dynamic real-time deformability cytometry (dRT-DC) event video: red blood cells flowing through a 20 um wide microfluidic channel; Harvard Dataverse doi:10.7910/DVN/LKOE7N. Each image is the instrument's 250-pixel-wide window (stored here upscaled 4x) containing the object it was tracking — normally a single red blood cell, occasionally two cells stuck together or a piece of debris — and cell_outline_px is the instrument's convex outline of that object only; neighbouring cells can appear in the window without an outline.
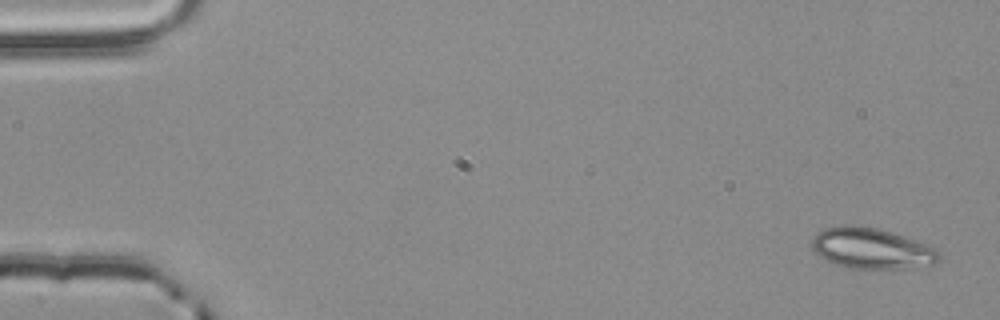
{"species": "common noctule bat (a hibernating species)", "species_latin": "Nyctalus noctula", "temperature_condition": "room temperature", "stored_images_in_passage": 4, "camera_frame_rate_fps": 3000, "um_per_image_px": 0.085, "animal": {"sex": "male", "body_mass_g": 20.4}, "frame": {"image": 1, "passage_image": 1, "time_ms": 0.0, "image_size_px": [1000, 320], "cell_outline_px": [[940, 260], [936, 264], [900, 268], [848, 268], [836, 264], [820, 256], [812, 248], [812, 236], [816, 232], [824, 228], [844, 224], [856, 224], [880, 228], [892, 232], [924, 244], [940, 252]], "centroid_in_image_um": [74.04, 21.09], "position_along_channel_um": 11.0, "area_um2": 30.17}}